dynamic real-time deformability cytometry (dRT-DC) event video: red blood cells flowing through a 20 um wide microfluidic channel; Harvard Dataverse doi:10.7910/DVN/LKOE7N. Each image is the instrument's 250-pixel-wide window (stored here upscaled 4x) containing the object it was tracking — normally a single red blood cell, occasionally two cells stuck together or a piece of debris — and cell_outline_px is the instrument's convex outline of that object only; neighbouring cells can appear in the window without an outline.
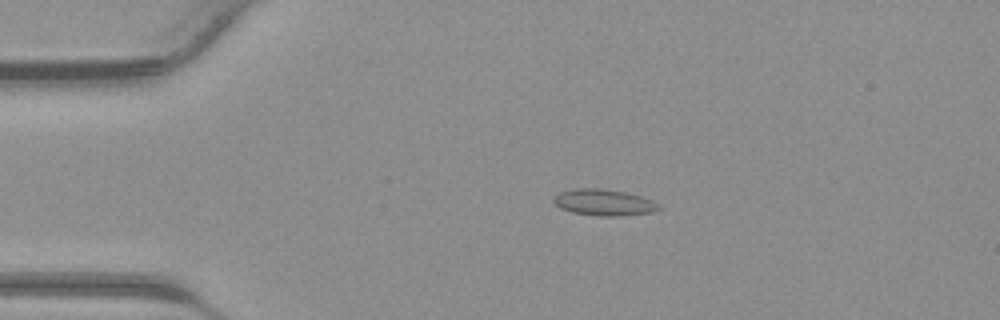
{"species": "common noctule bat (a hibernating species)", "species_latin": "Nyctalus noctula", "temperature_condition": "warm", "stored_images_in_passage": 42, "camera_frame_rate_fps": 3000, "um_per_image_px": 0.085, "animal": {"sex": "male", "body_mass_g": 23.1, "forearm_length_mm": 52.7}, "frame": {"image": 1, "passage_image": 9, "time_ms": 2.667, "image_size_px": [1000, 320], "cell_outline_px": [[660, 208], [652, 212], [620, 216], [600, 216], [572, 212], [560, 208], [552, 200], [560, 192], [572, 188], [604, 188], [624, 192], [640, 196], [652, 200]], "centroid_in_image_um": [51.29, 17.2], "position_along_channel_um": 33.7, "area_um2": 16.01}}
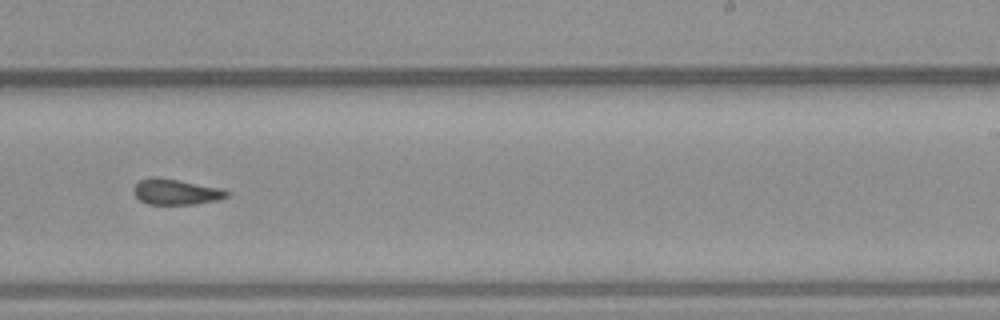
{"frame": {"image": 2, "passage_image": 26, "time_ms": 8.333, "image_size_px": [1000, 320], "cell_outline_px": [[232, 192], [228, 196], [216, 200], [192, 204], [148, 204], [140, 200], [132, 192], [132, 188], [140, 180], [148, 176], [156, 176], [224, 188]], "centroid_in_image_um": [14.95, 16.28], "position_along_channel_um": 274.0, "area_um2": 14.16}}
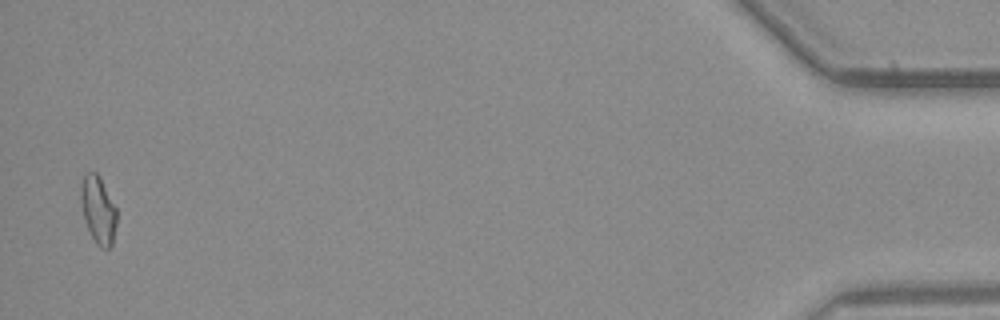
{"frame": {"image": 3, "passage_image": 41, "time_ms": 13.333, "image_size_px": [1000, 320], "cell_outline_px": [[116, 224], [112, 244], [108, 248], [100, 248], [96, 244], [88, 228], [84, 216], [80, 200], [80, 184], [84, 176], [88, 172], [96, 172], [100, 176], [116, 208]], "centroid_in_image_um": [8.34, 17.82], "position_along_channel_um": 426.9, "area_um2": 13.99}}